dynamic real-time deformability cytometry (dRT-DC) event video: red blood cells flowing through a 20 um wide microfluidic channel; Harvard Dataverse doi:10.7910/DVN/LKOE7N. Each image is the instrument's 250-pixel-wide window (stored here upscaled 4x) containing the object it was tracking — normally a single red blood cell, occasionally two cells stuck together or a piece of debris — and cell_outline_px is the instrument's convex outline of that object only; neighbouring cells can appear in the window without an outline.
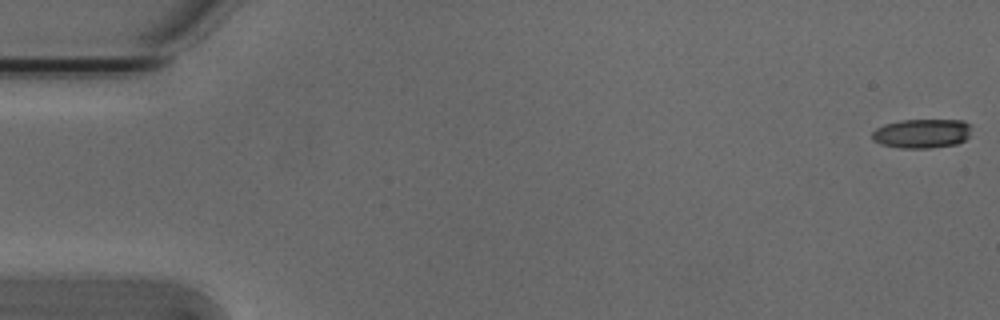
{"species": "Egyptian fruit bat (a non-hibernating species)", "species_latin": "Rousettus aegyptiacus", "temperature_condition": "cold", "stored_images_in_passage": 9, "camera_frame_rate_fps": 3000, "um_per_image_px": 0.085, "animal": {"sex": "male"}, "frame": {"image": 1, "passage_image": 1, "time_ms": 0.0, "image_size_px": [1000, 320], "cell_outline_px": [[968, 136], [964, 140], [956, 144], [928, 148], [900, 148], [880, 144], [872, 140], [872, 132], [876, 128], [884, 124], [900, 120], [964, 120], [968, 124]], "centroid_in_image_um": [78.29, 11.35], "position_along_channel_um": 6.7, "area_um2": 16.82}}